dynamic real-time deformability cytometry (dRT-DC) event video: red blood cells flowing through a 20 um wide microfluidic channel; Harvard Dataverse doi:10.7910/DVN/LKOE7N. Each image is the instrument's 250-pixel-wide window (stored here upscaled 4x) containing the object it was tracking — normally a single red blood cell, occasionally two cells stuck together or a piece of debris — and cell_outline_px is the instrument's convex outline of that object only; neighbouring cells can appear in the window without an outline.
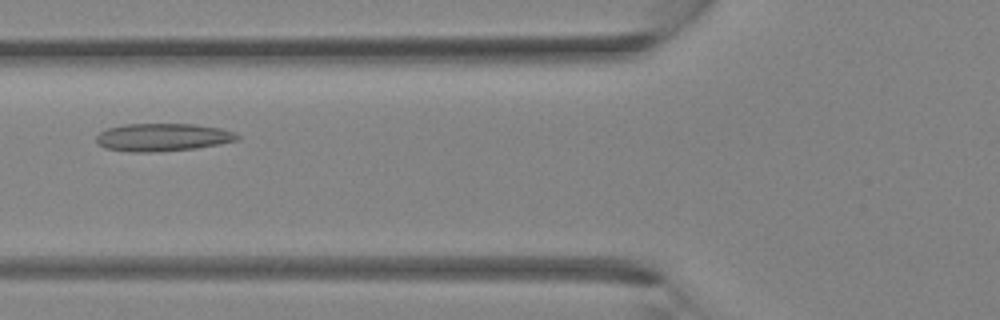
{"species": "Egyptian fruit bat (a non-hibernating species)", "species_latin": "Rousettus aegyptiacus", "temperature_condition": "room temperature", "stored_images_in_passage": 4, "camera_frame_rate_fps": 3000, "um_per_image_px": 0.085, "animal": {"sex": "female"}, "frame": {"image": 1, "passage_image": 4, "time_ms": 3.333, "image_size_px": [1000, 320], "cell_outline_px": [[240, 140], [220, 144], [196, 148], [156, 152], [132, 152], [104, 148], [96, 140], [96, 136], [100, 132], [108, 128], [124, 124], [192, 124], [220, 128], [236, 132], [240, 136]], "centroid_in_image_um": [13.86, 11.67], "position_along_channel_um": 111.9, "area_um2": 22.95}}